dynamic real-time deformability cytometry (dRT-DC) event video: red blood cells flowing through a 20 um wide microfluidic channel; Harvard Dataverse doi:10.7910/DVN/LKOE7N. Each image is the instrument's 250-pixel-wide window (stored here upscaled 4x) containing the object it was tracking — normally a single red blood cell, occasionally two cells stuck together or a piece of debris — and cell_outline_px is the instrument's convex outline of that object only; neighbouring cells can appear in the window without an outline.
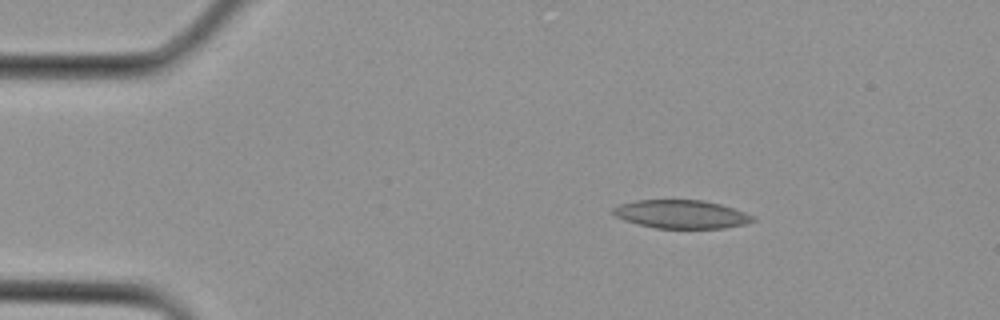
{"species": "Egyptian fruit bat (a non-hibernating species)", "species_latin": "Rousettus aegyptiacus", "temperature_condition": "cold", "stored_images_in_passage": 2, "camera_frame_rate_fps": 3000, "um_per_image_px": 0.085, "animal": {"sex": "female"}, "frame": {"image": 1, "passage_image": 2, "time_ms": 0.333, "image_size_px": [1000, 320], "cell_outline_px": [[756, 220], [744, 224], [724, 228], [656, 228], [624, 220], [616, 216], [612, 212], [612, 208], [620, 204], [636, 200], [704, 200], [720, 204], [756, 216]], "centroid_in_image_um": [57.92, 18.2], "position_along_channel_um": 27.1, "area_um2": 23.0}}